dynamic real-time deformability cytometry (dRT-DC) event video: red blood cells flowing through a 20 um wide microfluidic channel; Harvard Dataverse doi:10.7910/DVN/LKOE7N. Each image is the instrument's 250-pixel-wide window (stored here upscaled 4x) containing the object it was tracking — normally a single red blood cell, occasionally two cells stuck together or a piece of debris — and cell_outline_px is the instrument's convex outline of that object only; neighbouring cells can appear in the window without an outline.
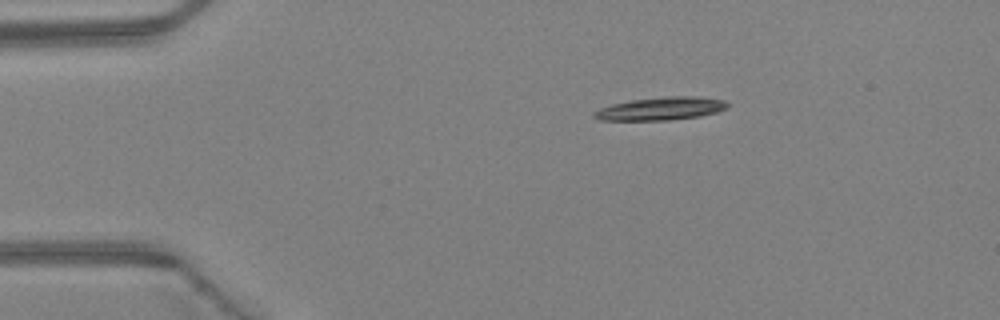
{"species": "Egyptian fruit bat (a non-hibernating species)", "species_latin": "Rousettus aegyptiacus", "temperature_condition": "warm", "stored_images_in_passage": 3, "camera_frame_rate_fps": 3000, "um_per_image_px": 0.085, "animal": {"sex": "female"}, "frame": {"image": 1, "passage_image": 1, "time_ms": 0.0, "image_size_px": [1000, 320], "cell_outline_px": [[728, 108], [716, 112], [700, 116], [668, 120], [600, 120], [592, 116], [592, 112], [600, 108], [612, 104], [632, 100], [668, 96], [696, 96], [724, 100], [728, 104]], "centroid_in_image_um": [56.17, 9.23], "position_along_channel_um": 28.8, "area_um2": 17.8}}